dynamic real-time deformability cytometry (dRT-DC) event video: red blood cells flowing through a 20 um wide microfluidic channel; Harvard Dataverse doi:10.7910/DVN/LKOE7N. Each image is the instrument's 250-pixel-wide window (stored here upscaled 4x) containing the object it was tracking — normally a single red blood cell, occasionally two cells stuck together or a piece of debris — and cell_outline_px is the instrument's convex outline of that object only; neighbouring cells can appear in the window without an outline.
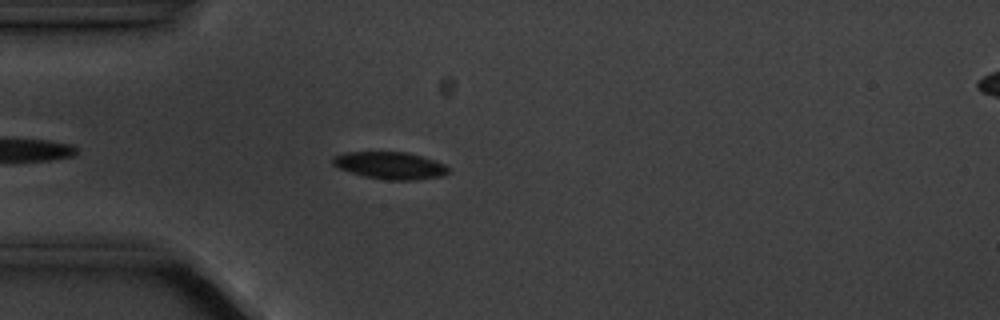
{"species": "common noctule bat (a hibernating species)", "species_latin": "Nyctalus noctula", "temperature_condition": "cold", "stored_images_in_passage": 3, "camera_frame_rate_fps": 3000, "um_per_image_px": 0.085, "animal": {"sex": "male", "body_mass_g": 20.1, "forearm_length_mm": 53.5}, "frame": {"image": 1, "passage_image": 3, "time_ms": 3.0, "image_size_px": [1000, 320], "cell_outline_px": [[448, 172], [440, 176], [416, 180], [388, 180], [364, 176], [340, 168], [332, 164], [332, 156], [344, 152], [408, 152], [436, 160], [444, 164], [448, 168]], "centroid_in_image_um": [33.15, 14.05], "position_along_channel_um": 51.8, "area_um2": 18.26}}